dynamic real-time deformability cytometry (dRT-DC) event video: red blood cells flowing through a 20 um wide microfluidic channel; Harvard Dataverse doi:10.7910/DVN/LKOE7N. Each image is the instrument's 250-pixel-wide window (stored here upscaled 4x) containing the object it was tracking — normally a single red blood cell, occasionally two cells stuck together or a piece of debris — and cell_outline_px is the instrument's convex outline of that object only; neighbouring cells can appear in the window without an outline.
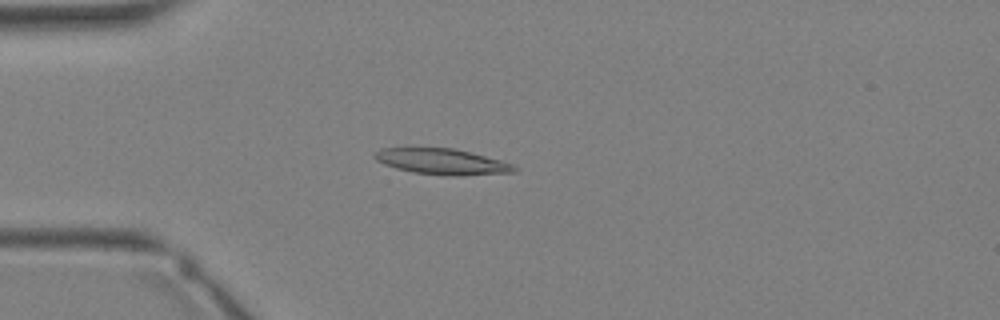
{"species": "Egyptian fruit bat (a non-hibernating species)", "species_latin": "Rousettus aegyptiacus", "temperature_condition": "warm", "stored_images_in_passage": 35, "camera_frame_rate_fps": 3000, "um_per_image_px": 0.085, "animal": {"sex": "female"}, "frame": {"image": 1, "passage_image": 10, "time_ms": 3.0, "image_size_px": [1000, 320], "cell_outline_px": [[516, 172], [460, 176], [448, 176], [412, 172], [396, 168], [384, 164], [376, 160], [372, 156], [380, 148], [452, 148], [516, 164]], "centroid_in_image_um": [37.58, 13.75], "position_along_channel_um": 47.4, "area_um2": 20.98}}
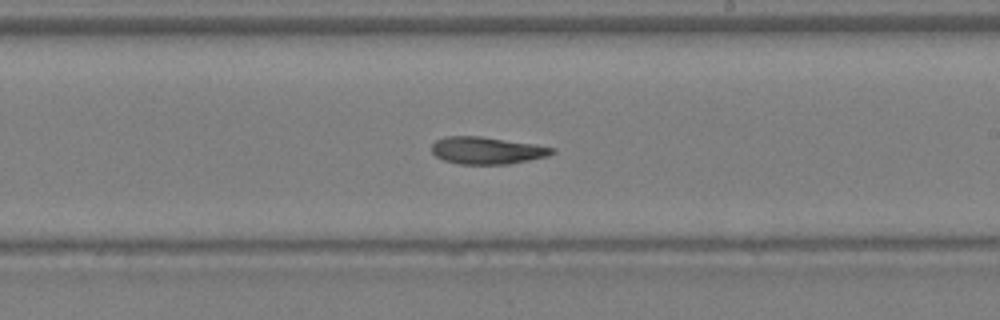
{"frame": {"image": 2, "passage_image": 21, "time_ms": 6.667, "image_size_px": [1000, 320], "cell_outline_px": [[556, 152], [548, 156], [508, 164], [460, 164], [444, 160], [436, 156], [432, 152], [432, 144], [436, 140], [444, 136], [480, 136], [536, 144], [552, 148]], "centroid_in_image_um": [41.37, 12.78], "position_along_channel_um": 247.6, "area_um2": 19.02}}
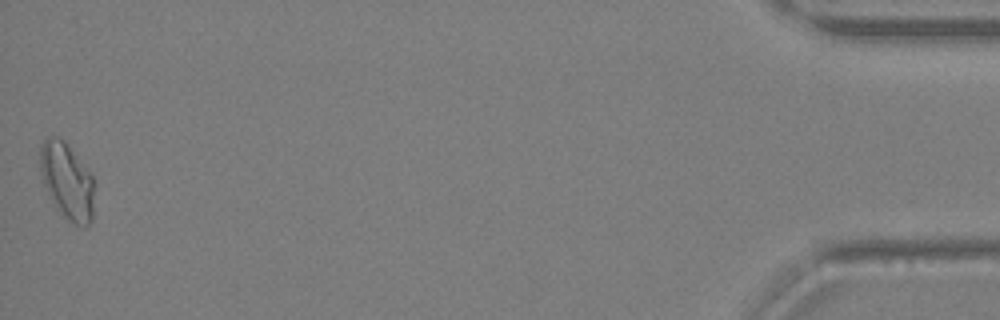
{"frame": {"image": 3, "passage_image": 35, "time_ms": 11.333, "image_size_px": [1000, 320], "cell_outline_px": [[92, 216], [88, 224], [84, 228], [68, 220], [56, 208], [44, 184], [40, 172], [40, 144], [48, 136], [56, 136], [64, 140], [92, 176]], "centroid_in_image_um": [5.66, 15.36], "position_along_channel_um": 429.5, "area_um2": 23.58}}